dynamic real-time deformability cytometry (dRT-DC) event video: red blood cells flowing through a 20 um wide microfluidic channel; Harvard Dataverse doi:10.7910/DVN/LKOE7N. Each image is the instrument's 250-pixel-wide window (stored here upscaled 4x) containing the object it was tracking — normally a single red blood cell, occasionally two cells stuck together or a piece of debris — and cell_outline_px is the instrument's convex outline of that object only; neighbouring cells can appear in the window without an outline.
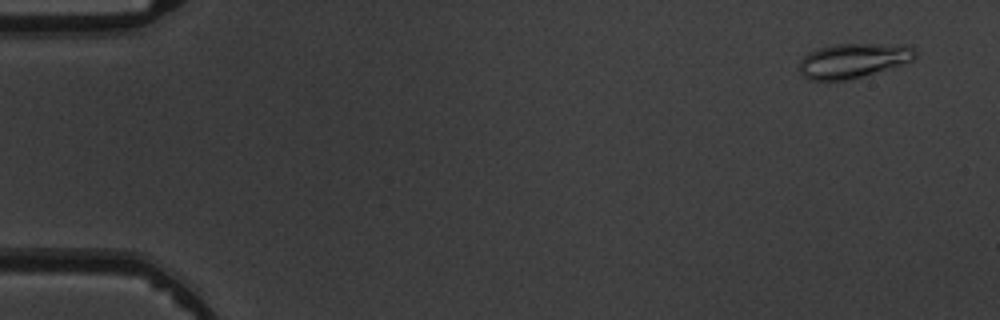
{"species": "common noctule bat (a hibernating species)", "species_latin": "Nyctalus noctula", "temperature_condition": "warm", "stored_images_in_passage": 6, "camera_frame_rate_fps": 3000, "um_per_image_px": 0.085, "animal": {"sex": "male", "body_mass_g": 19.5, "forearm_length_mm": 54.6}, "frame": {"image": 1, "passage_image": 1, "time_ms": 0.0, "image_size_px": [1000, 320], "cell_outline_px": [[916, 56], [912, 60], [900, 64], [848, 80], [808, 80], [800, 72], [800, 60], [808, 52], [820, 48], [836, 44], [908, 44], [916, 48]], "centroid_in_image_um": [72.53, 5.13], "position_along_channel_um": 12.5, "area_um2": 23.18}}
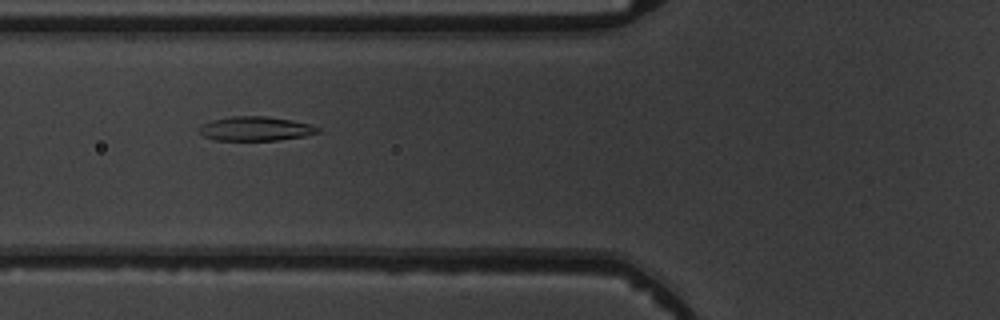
{"frame": {"image": 2, "passage_image": 6, "time_ms": 5.667, "image_size_px": [1000, 320], "cell_outline_px": [[320, 132], [304, 136], [276, 140], [216, 140], [204, 136], [200, 132], [200, 128], [204, 124], [212, 120], [232, 116], [268, 116], [292, 120], [312, 124], [320, 128]], "centroid_in_image_um": [21.78, 10.93], "position_along_channel_um": 104.0, "area_um2": 16.65}}